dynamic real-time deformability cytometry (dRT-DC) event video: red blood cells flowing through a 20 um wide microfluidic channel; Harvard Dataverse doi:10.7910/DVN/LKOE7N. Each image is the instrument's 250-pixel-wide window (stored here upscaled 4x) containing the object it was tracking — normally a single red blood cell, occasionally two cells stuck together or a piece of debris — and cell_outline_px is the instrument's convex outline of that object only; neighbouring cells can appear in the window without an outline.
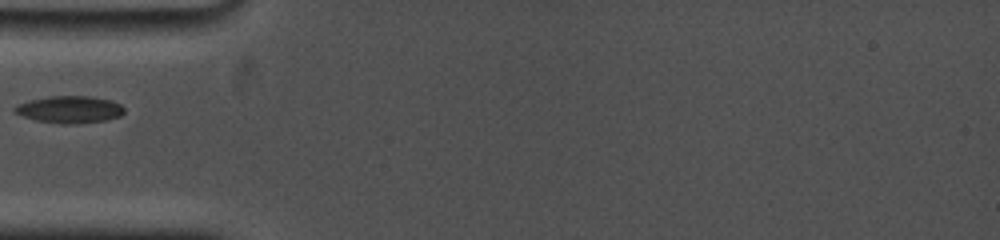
{"species": "common noctule bat (a hibernating species)", "species_latin": "Nyctalus noctula", "temperature_condition": "cold", "stored_images_in_passage": 18, "camera_frame_rate_fps": 5000, "um_per_image_px": 0.085, "animal": {"sex": "female", "body_mass_g": 19.0, "forearm_length_mm": 53.3}, "frame": {"image": 1, "passage_image": 2, "time_ms": 0.6, "image_size_px": [1000, 240], "cell_outline_px": [[124, 112], [120, 116], [108, 120], [72, 124], [60, 124], [36, 120], [12, 112], [12, 108], [16, 104], [48, 96], [88, 96], [108, 100], [120, 104], [124, 108]], "centroid_in_image_um": [5.89, 9.31], "position_along_channel_um": 79.1, "area_um2": 17.28}}
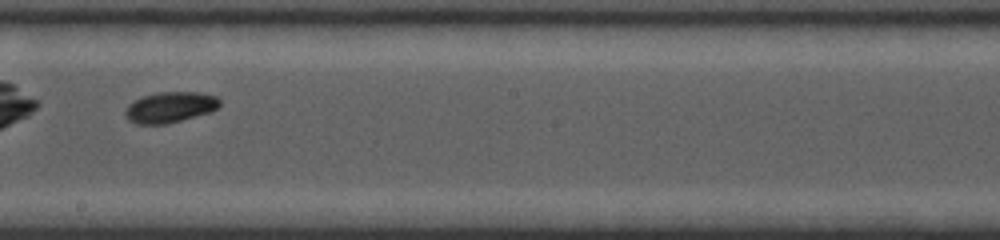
{"frame": {"image": 2, "passage_image": 9, "time_ms": 4.8, "image_size_px": [1000, 240], "cell_outline_px": [[220, 104], [212, 112], [168, 124], [136, 124], [128, 120], [124, 116], [124, 112], [128, 104], [140, 96], [156, 92], [200, 92], [216, 96], [220, 100]], "centroid_in_image_um": [14.43, 9.11], "position_along_channel_um": 233.8, "area_um2": 17.28}}
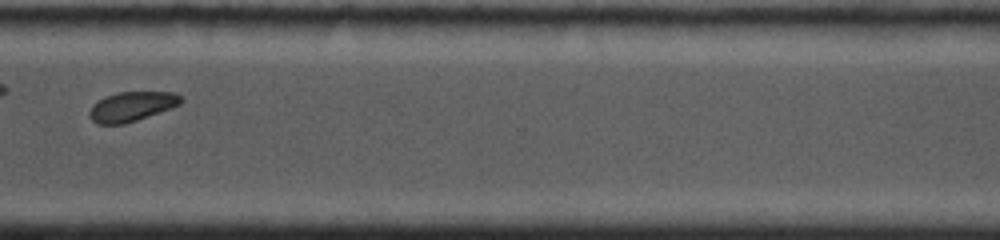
{"frame": {"image": 3, "passage_image": 15, "time_ms": 8.2, "image_size_px": [1000, 240], "cell_outline_px": [[184, 100], [180, 104], [172, 108], [124, 124], [96, 124], [88, 116], [88, 112], [92, 104], [104, 96], [116, 92], [176, 92], [184, 96]], "centroid_in_image_um": [11.2, 9.04], "position_along_channel_um": 359.4, "area_um2": 16.07}, "authors_computed_cell_mechanics": {"area_um2": 16.8198, "velocity_mm_per_s": 3.6778, "shape_relaxation_time_tau1_ms": 2.3218, "shape_relaxation_time_tau2_ms": null, "deformation_change_tau1": 0.0827, "deformation_change_tau2": null}}